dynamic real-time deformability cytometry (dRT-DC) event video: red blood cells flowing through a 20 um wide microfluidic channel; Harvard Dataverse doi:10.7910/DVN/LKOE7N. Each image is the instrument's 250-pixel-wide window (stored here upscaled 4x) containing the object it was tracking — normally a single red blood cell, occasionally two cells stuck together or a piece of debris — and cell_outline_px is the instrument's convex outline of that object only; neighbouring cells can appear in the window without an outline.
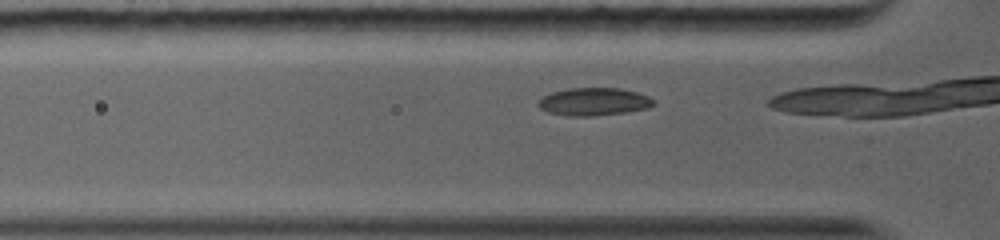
{"species": "common noctule bat (a hibernating species)", "species_latin": "Nyctalus noctula", "temperature_condition": "warm", "stored_images_in_passage": 44, "camera_frame_rate_fps": 5000, "um_per_image_px": 0.085, "animal": {"sex": "female", "body_mass_g": 19.0, "forearm_length_mm": 56.7}, "frame": {"image": 1, "passage_image": 2, "time_ms": 0.2, "image_size_px": [1000, 240], "cell_outline_px": [[652, 104], [648, 108], [624, 112], [592, 116], [568, 116], [548, 112], [540, 108], [536, 104], [544, 96], [552, 92], [568, 88], [620, 88], [636, 92], [648, 96], [652, 100]], "centroid_in_image_um": [50.43, 8.64], "position_along_channel_um": 75.4, "area_um2": 18.44}}
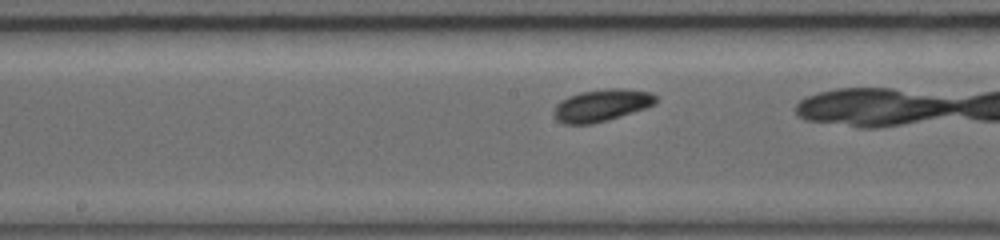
{"frame": {"image": 2, "passage_image": 22, "time_ms": 3.2, "image_size_px": [1000, 240], "cell_outline_px": [[656, 104], [608, 120], [592, 124], [564, 124], [556, 120], [552, 112], [556, 104], [560, 100], [568, 96], [580, 92], [608, 88], [620, 88], [652, 92], [656, 96]], "centroid_in_image_um": [51.1, 8.95], "position_along_channel_um": 197.1, "area_um2": 19.19}}
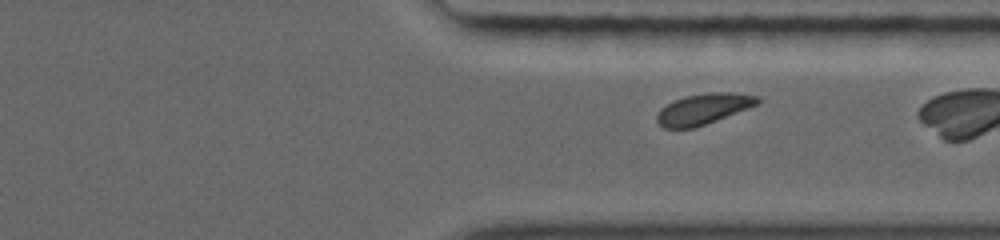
{"frame": {"image": 3, "passage_image": 40, "time_ms": 7.0, "image_size_px": [1000, 240], "cell_outline_px": [[760, 104], [716, 120], [692, 128], [664, 128], [656, 120], [656, 116], [660, 108], [684, 96], [708, 92], [732, 92], [760, 96]], "centroid_in_image_um": [59.82, 9.24], "position_along_channel_um": 351.6, "area_um2": 17.98}}